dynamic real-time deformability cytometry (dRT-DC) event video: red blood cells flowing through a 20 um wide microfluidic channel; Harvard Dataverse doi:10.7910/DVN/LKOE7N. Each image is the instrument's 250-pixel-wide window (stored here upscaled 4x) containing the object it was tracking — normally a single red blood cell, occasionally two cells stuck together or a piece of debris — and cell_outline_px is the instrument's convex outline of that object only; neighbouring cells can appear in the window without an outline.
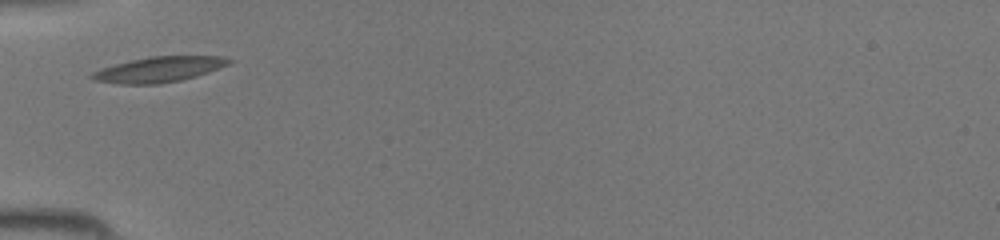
{"species": "common noctule bat (a hibernating species)", "species_latin": "Nyctalus noctula", "temperature_condition": "room temperature", "stored_images_in_passage": 16, "camera_frame_rate_fps": 3000, "um_per_image_px": 0.085, "animal": {"sex": "female", "body_mass_g": 19.5, "forearm_length_mm": 54.1}, "frame": {"image": 1, "passage_image": 1, "time_ms": 0.0, "image_size_px": [1000, 240], "cell_outline_px": [[236, 60], [228, 64], [208, 72], [196, 76], [180, 80], [160, 84], [120, 84], [96, 80], [88, 76], [92, 72], [100, 68], [132, 60], [152, 56], [220, 56]], "centroid_in_image_um": [13.51, 5.9], "position_along_channel_um": 71.5, "area_um2": 20.11}}
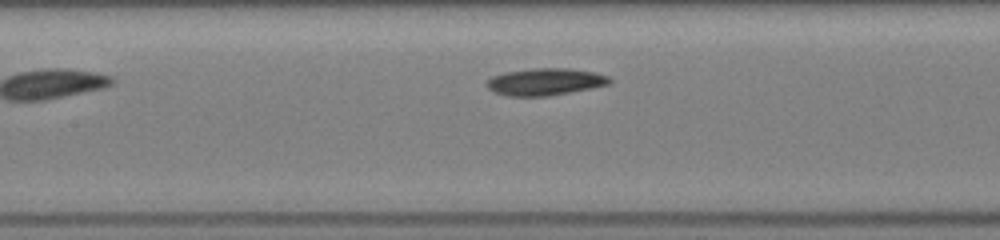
{"frame": {"image": 2, "passage_image": 7, "time_ms": 2.0, "image_size_px": [1000, 240], "cell_outline_px": [[612, 80], [608, 84], [592, 88], [548, 96], [504, 96], [492, 92], [484, 84], [492, 76], [504, 72], [532, 68], [568, 68], [592, 72], [608, 76]], "centroid_in_image_um": [46.27, 6.95], "position_along_channel_um": 161.1, "area_um2": 19.48}}
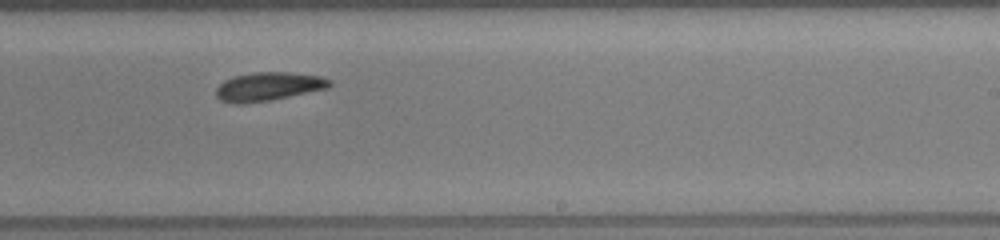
{"frame": {"image": 3, "passage_image": 14, "time_ms": 4.333, "image_size_px": [1000, 240], "cell_outline_px": [[332, 84], [328, 88], [272, 100], [236, 104], [220, 100], [216, 96], [216, 88], [224, 80], [232, 76], [252, 72], [288, 72], [320, 76], [332, 80]], "centroid_in_image_um": [22.81, 7.35], "position_along_channel_um": 266.2, "area_um2": 19.02}}